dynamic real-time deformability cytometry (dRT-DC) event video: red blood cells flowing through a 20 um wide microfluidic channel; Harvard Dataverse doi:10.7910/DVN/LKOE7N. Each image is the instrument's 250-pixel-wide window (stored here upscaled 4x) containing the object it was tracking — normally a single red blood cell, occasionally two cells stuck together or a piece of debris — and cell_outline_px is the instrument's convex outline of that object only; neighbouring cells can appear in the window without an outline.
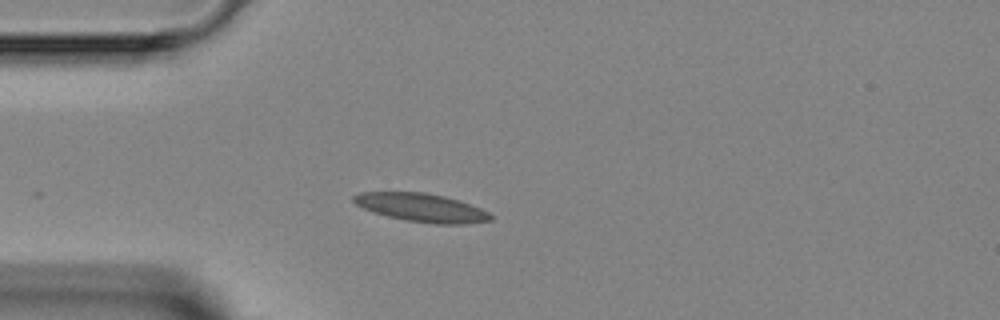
{"species": "Egyptian fruit bat (a non-hibernating species)", "species_latin": "Rousettus aegyptiacus", "temperature_condition": "room temperature", "stored_images_in_passage": 2, "camera_frame_rate_fps": 3000, "um_per_image_px": 0.085, "animal": {"sex": "female"}, "frame": {"image": 1, "passage_image": 2, "time_ms": 2.0, "image_size_px": [1000, 320], "cell_outline_px": [[492, 220], [464, 224], [436, 224], [404, 220], [372, 212], [356, 204], [352, 200], [352, 196], [360, 192], [424, 192], [444, 196], [480, 208], [488, 212], [492, 216]], "centroid_in_image_um": [35.8, 17.65], "position_along_channel_um": 49.2, "area_um2": 22.48}}